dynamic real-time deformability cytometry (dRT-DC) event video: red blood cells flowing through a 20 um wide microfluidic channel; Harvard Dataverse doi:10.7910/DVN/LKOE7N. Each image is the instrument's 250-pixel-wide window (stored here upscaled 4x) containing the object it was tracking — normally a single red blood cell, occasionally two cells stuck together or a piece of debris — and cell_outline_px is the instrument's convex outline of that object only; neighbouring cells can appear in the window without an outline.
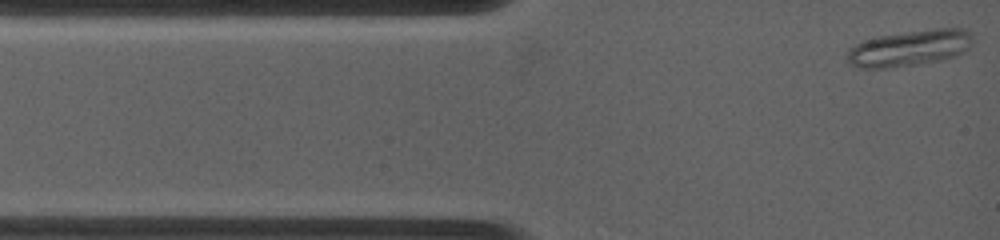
{"species": "common noctule bat (a hibernating species)", "species_latin": "Nyctalus noctula", "temperature_condition": "warm", "stored_images_in_passage": 36, "camera_frame_rate_fps": 4500, "um_per_image_px": 0.085, "animal": {"sex": "female", "body_mass_g": 19.0, "forearm_length_mm": 53.3}, "frame": {"image": 1, "passage_image": 1, "time_ms": 0.0, "image_size_px": [1000, 240], "cell_outline_px": [[972, 44], [964, 52], [944, 60], [916, 64], [884, 68], [860, 68], [848, 64], [848, 48], [864, 40], [880, 36], [936, 28], [964, 28], [972, 32]], "centroid_in_image_um": [77.34, 4.09], "position_along_channel_um": 7.7, "area_um2": 26.36}}
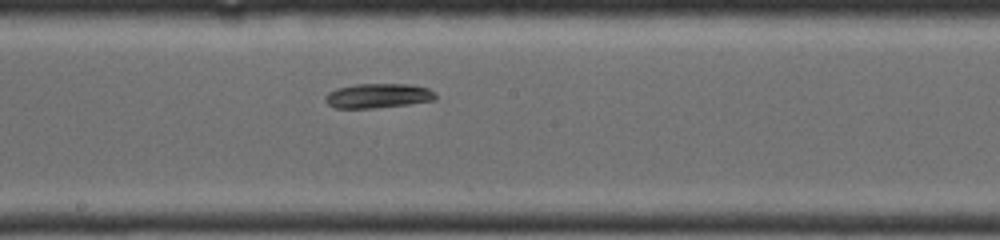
{"frame": {"image": 2, "passage_image": 24, "time_ms": 6.444, "image_size_px": [1000, 240], "cell_outline_px": [[436, 100], [408, 104], [372, 108], [336, 108], [328, 104], [324, 100], [324, 96], [328, 92], [336, 88], [356, 84], [412, 84], [428, 88], [436, 96]], "centroid_in_image_um": [32.1, 8.13], "position_along_channel_um": 216.1, "area_um2": 15.78}}
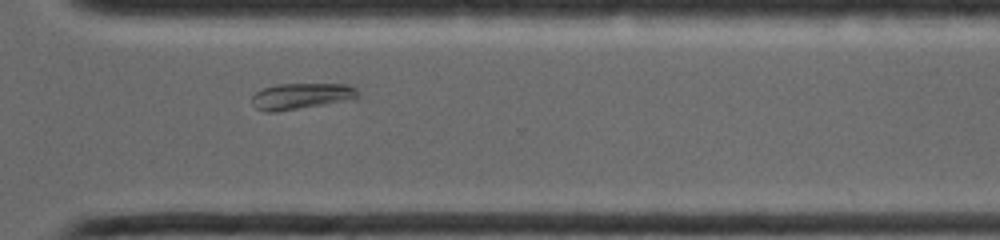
{"frame": {"image": 3, "passage_image": 36, "time_ms": 9.778, "image_size_px": [1000, 240], "cell_outline_px": [[360, 96], [356, 100], [276, 112], [264, 112], [256, 108], [252, 104], [252, 96], [256, 92], [264, 88], [280, 84], [348, 84], [356, 88], [360, 92]], "centroid_in_image_um": [25.69, 8.18], "position_along_channel_um": 344.9, "area_um2": 16.53}}